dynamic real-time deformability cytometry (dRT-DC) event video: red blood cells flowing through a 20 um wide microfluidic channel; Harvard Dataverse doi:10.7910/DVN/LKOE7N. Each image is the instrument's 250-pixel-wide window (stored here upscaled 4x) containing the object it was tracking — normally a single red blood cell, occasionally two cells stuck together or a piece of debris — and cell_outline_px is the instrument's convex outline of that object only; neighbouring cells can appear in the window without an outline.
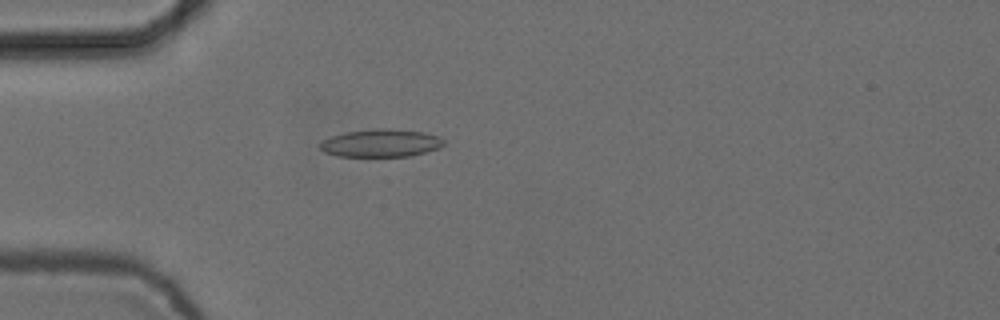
{"species": "common noctule bat (a hibernating species)", "species_latin": "Nyctalus noctula", "temperature_condition": "cold", "stored_images_in_passage": 1, "camera_frame_rate_fps": 3000, "um_per_image_px": 0.085, "animal": {"sex": "female", "body_mass_g": 24.6, "forearm_length_mm": 56.2}, "frame": {"image": 1, "passage_image": 1, "time_ms": 0.0, "image_size_px": [1000, 320], "cell_outline_px": [[444, 144], [440, 148], [412, 156], [336, 156], [324, 152], [320, 148], [320, 144], [324, 140], [332, 136], [344, 132], [376, 128], [392, 128], [424, 132], [440, 136], [444, 140]], "centroid_in_image_um": [32.42, 12.15], "position_along_channel_um": 52.6, "area_um2": 20.23}}